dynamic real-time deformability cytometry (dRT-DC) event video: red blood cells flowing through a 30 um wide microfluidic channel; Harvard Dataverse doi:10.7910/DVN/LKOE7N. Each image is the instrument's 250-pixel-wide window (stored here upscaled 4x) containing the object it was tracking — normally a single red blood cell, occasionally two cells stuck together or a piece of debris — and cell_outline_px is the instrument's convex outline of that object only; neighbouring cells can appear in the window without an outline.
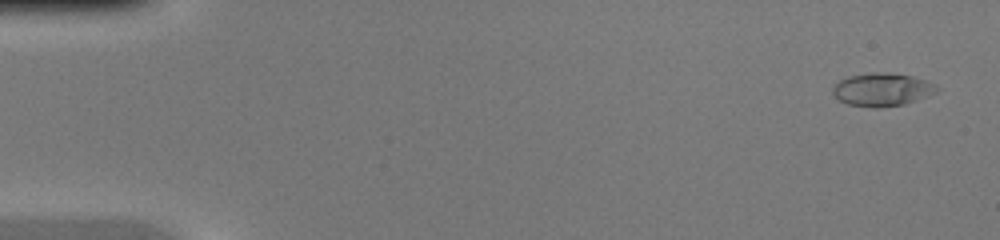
{"species": "common noctule bat (a hibernating species)", "species_latin": "Nyctalus noctula", "temperature_condition": "warm", "stored_images_in_passage": 46, "camera_frame_rate_fps": 3000, "um_per_image_px": 0.085, "animal": {"sex": "female", "body_mass_g": 20.0, "forearm_length_mm": 54.0}, "frame": {"image": 1, "passage_image": 2, "time_ms": 0.333, "image_size_px": [1000, 240], "cell_outline_px": [[940, 88], [936, 92], [904, 104], [876, 108], [872, 108], [848, 104], [840, 100], [832, 92], [832, 88], [840, 80], [848, 76], [872, 72], [884, 72], [912, 76], [924, 80]], "centroid_in_image_um": [74.94, 7.61], "position_along_channel_um": 10.1, "area_um2": 19.77}}
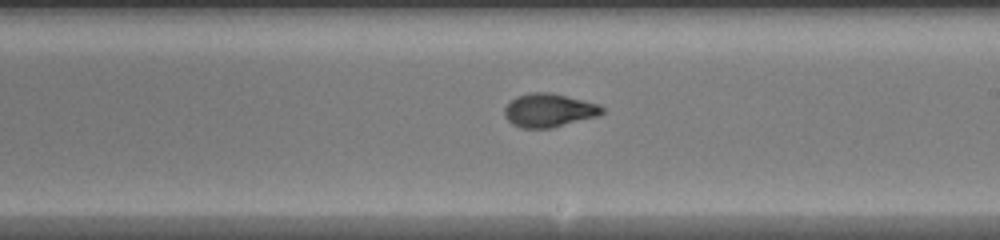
{"frame": {"image": 2, "passage_image": 27, "time_ms": 8.667, "image_size_px": [1000, 240], "cell_outline_px": [[604, 112], [596, 116], [548, 128], [520, 128], [512, 124], [504, 116], [504, 108], [516, 96], [532, 92], [548, 92], [600, 104], [604, 108]], "centroid_in_image_um": [46.63, 9.37], "position_along_channel_um": 242.4, "area_um2": 18.79}}
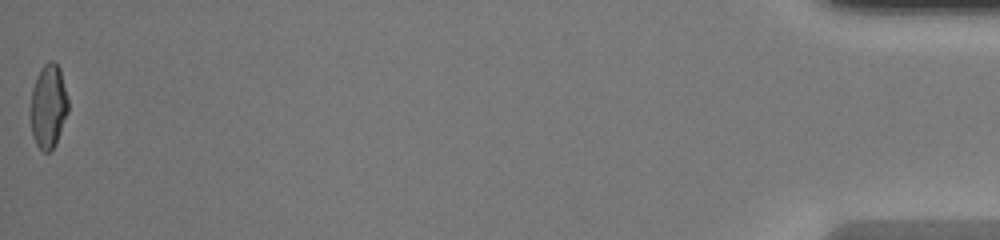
{"frame": {"image": 3, "passage_image": 46, "time_ms": 15.0, "image_size_px": [1000, 240], "cell_outline_px": [[68, 112], [56, 144], [48, 152], [44, 152], [36, 144], [32, 136], [32, 88], [36, 76], [40, 68], [48, 60], [52, 60], [60, 68], [68, 100]], "centroid_in_image_um": [4.13, 9.01], "position_along_channel_um": 431.1, "area_um2": 18.21}}